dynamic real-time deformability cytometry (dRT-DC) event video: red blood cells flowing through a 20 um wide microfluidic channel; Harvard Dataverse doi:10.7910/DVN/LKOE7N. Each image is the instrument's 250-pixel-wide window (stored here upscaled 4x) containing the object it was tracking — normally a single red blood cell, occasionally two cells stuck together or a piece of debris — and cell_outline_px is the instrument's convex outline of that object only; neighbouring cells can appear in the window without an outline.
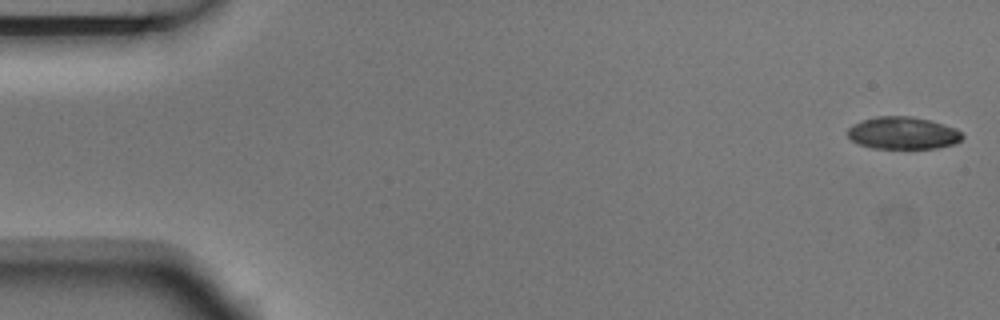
{"species": "Egyptian fruit bat (a non-hibernating species)", "species_latin": "Rousettus aegyptiacus", "temperature_condition": "room temperature", "stored_images_in_passage": 5, "camera_frame_rate_fps": 3000, "um_per_image_px": 0.085, "animal": {"sex": "male"}, "frame": {"image": 1, "passage_image": 1, "time_ms": 0.0, "image_size_px": [1000, 320], "cell_outline_px": [[964, 136], [956, 144], [936, 148], [872, 148], [860, 144], [852, 140], [848, 136], [848, 128], [852, 124], [860, 120], [876, 116], [912, 116], [944, 124], [956, 128]], "centroid_in_image_um": [76.74, 11.3], "position_along_channel_um": 8.3, "area_um2": 21.68}}
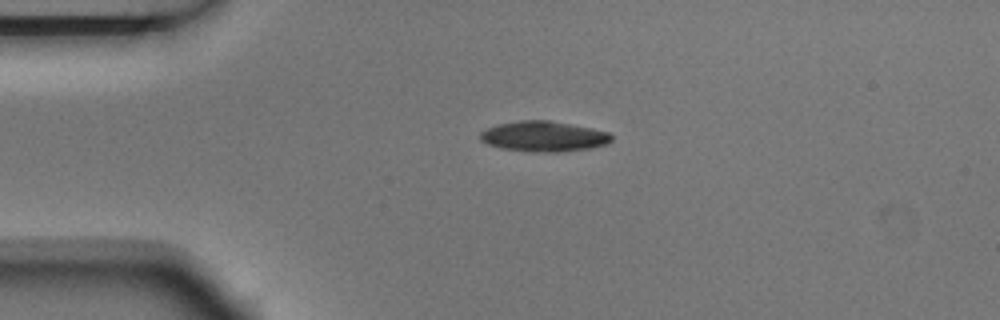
{"frame": {"image": 2, "passage_image": 4, "time_ms": 1.0, "image_size_px": [1000, 320], "cell_outline_px": [[612, 140], [608, 144], [592, 148], [556, 152], [548, 152], [500, 148], [488, 144], [480, 140], [480, 132], [496, 124], [520, 120], [548, 120], [592, 128], [608, 132], [612, 136]], "centroid_in_image_um": [46.23, 11.58], "position_along_channel_um": 38.8, "area_um2": 23.12}}